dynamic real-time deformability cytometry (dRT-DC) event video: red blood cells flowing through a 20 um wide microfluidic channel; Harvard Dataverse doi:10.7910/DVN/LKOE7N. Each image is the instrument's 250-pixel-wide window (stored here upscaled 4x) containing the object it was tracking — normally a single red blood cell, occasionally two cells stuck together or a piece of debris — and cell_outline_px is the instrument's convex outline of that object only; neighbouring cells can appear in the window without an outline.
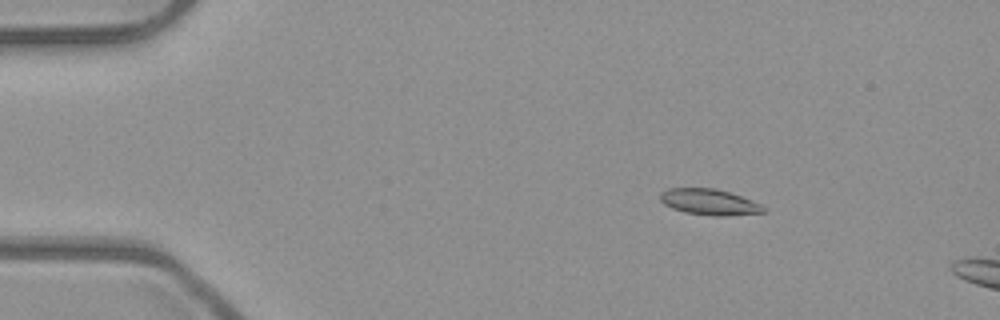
{"species": "common noctule bat (a hibernating species)", "species_latin": "Nyctalus noctula", "temperature_condition": "room temperature", "stored_images_in_passage": 5, "camera_frame_rate_fps": 3000, "um_per_image_px": 0.085, "animal": {"sex": "male", "body_mass_g": 23.1, "forearm_length_mm": 52.7}, "frame": {"image": 1, "passage_image": 3, "time_ms": 0.667, "image_size_px": [1000, 320], "cell_outline_px": [[764, 212], [728, 216], [712, 216], [684, 212], [672, 208], [664, 204], [660, 200], [660, 192], [668, 188], [716, 188], [740, 196], [760, 204], [764, 208]], "centroid_in_image_um": [60.24, 17.17], "position_along_channel_um": 24.8, "area_um2": 15.55}}